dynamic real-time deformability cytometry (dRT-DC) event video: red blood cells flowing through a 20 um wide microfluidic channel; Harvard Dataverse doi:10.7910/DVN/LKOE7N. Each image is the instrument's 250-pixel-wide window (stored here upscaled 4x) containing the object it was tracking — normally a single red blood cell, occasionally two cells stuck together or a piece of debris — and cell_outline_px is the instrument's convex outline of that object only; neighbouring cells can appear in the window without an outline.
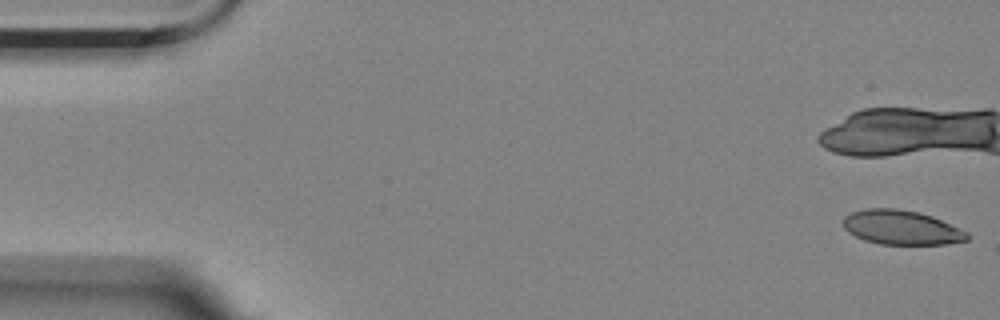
{"species": "Egyptian fruit bat (a non-hibernating species)", "species_latin": "Rousettus aegyptiacus", "temperature_condition": "room temperature", "stored_images_in_passage": 12, "camera_frame_rate_fps": 3000, "um_per_image_px": 0.085, "animal": {"sex": "female"}, "frame": {"image": 1, "passage_image": 1, "time_ms": 0.0, "image_size_px": [1000, 320], "cell_outline_px": [[968, 240], [944, 244], [880, 244], [864, 240], [848, 232], [844, 228], [844, 216], [852, 212], [864, 208], [896, 208], [920, 212], [932, 216], [968, 232]], "centroid_in_image_um": [76.61, 19.33], "position_along_channel_um": 8.4, "area_um2": 24.8}}